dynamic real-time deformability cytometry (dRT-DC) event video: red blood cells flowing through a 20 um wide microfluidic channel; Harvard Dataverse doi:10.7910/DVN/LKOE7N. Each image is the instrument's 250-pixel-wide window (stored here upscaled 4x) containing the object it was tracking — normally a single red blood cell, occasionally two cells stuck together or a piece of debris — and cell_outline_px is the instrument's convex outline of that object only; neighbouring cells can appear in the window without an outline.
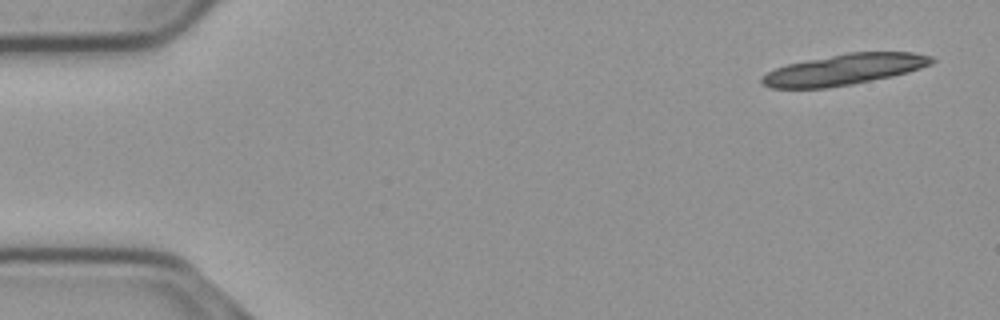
{"species": "common noctule bat (a hibernating species)", "species_latin": "Nyctalus noctula", "temperature_condition": "cold", "stored_images_in_passage": 23, "camera_frame_rate_fps": 3000, "um_per_image_px": 0.085, "animal": {"sex": "male", "body_mass_g": 23.1, "forearm_length_mm": 52.7}, "frame": {"image": 1, "passage_image": 3, "time_ms": 0.667, "image_size_px": [1000, 320], "cell_outline_px": [[936, 60], [932, 64], [908, 72], [892, 76], [852, 84], [828, 88], [772, 88], [764, 84], [760, 80], [768, 72], [776, 68], [788, 64], [848, 52], [912, 52], [932, 56]], "centroid_in_image_um": [71.81, 5.91], "position_along_channel_um": 13.2, "area_um2": 30.29}}